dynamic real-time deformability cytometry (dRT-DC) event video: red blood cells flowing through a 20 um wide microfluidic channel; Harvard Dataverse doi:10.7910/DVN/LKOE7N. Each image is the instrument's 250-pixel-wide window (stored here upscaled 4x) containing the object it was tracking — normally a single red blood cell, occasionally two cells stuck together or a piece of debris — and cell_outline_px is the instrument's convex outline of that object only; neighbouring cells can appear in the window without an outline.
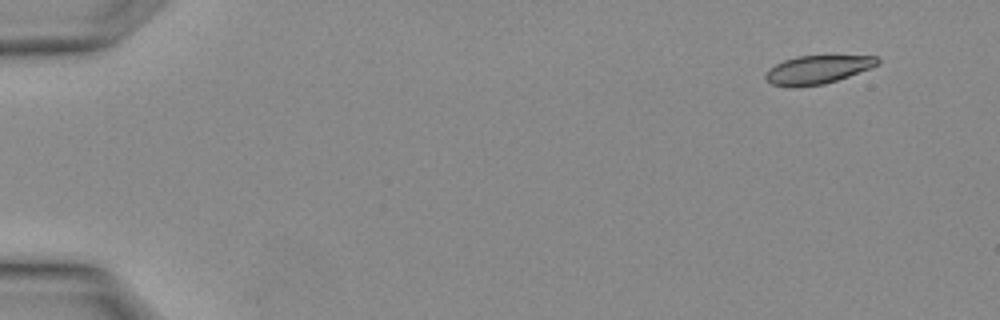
{"species": "Egyptian fruit bat (a non-hibernating species)", "species_latin": "Rousettus aegyptiacus", "temperature_condition": "warm", "stored_images_in_passage": 3, "camera_frame_rate_fps": 3000, "um_per_image_px": 0.085, "animal": {"sex": "female"}, "frame": {"image": 1, "passage_image": 1, "time_ms": 0.0, "image_size_px": [1000, 320], "cell_outline_px": [[880, 64], [872, 68], [824, 84], [796, 88], [788, 88], [772, 84], [764, 76], [768, 68], [784, 60], [796, 56], [876, 56], [880, 60]], "centroid_in_image_um": [69.47, 5.93], "position_along_channel_um": 15.5, "area_um2": 18.67}}